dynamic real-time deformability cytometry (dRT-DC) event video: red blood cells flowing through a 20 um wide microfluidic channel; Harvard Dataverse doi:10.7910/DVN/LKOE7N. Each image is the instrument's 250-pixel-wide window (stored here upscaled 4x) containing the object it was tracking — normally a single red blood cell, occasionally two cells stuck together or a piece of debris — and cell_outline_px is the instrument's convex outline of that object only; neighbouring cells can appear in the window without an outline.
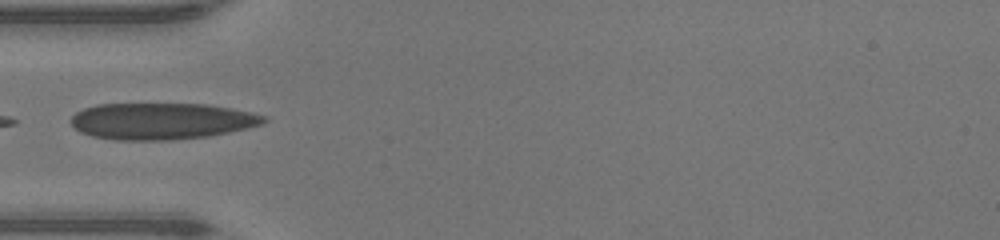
{"species": "human", "species_latin": "Homo sapiens", "temperature_condition": "warm", "stored_images_in_passage": 30, "camera_frame_rate_fps": 3000, "um_per_image_px": 0.085, "donor": {"sex": "male"}, "frame": {"image": 1, "passage_image": 1, "time_ms": 0.0, "image_size_px": [1000, 240], "cell_outline_px": [[268, 120], [260, 124], [228, 132], [208, 136], [172, 140], [116, 140], [92, 136], [80, 132], [68, 120], [76, 112], [84, 108], [96, 104], [208, 104], [248, 112], [264, 116]], "centroid_in_image_um": [13.65, 10.29], "position_along_channel_um": 71.3, "area_um2": 40.81}}
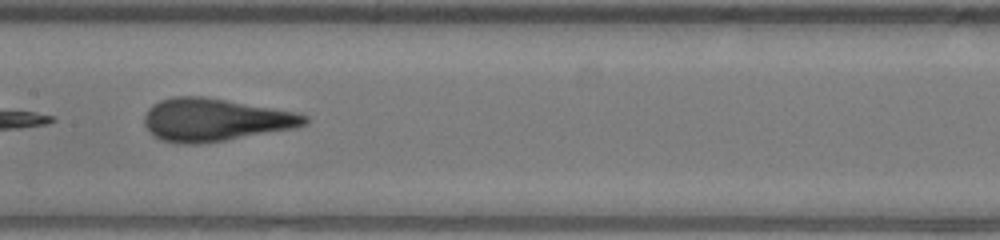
{"frame": {"image": 2, "passage_image": 9, "time_ms": 2.667, "image_size_px": [1000, 240], "cell_outline_px": [[308, 124], [296, 128], [200, 144], [180, 144], [160, 140], [152, 136], [144, 124], [144, 116], [148, 108], [152, 104], [160, 100], [172, 96], [204, 96], [296, 112], [308, 116]], "centroid_in_image_um": [18.24, 10.18], "position_along_channel_um": 189.2, "area_um2": 40.17}}
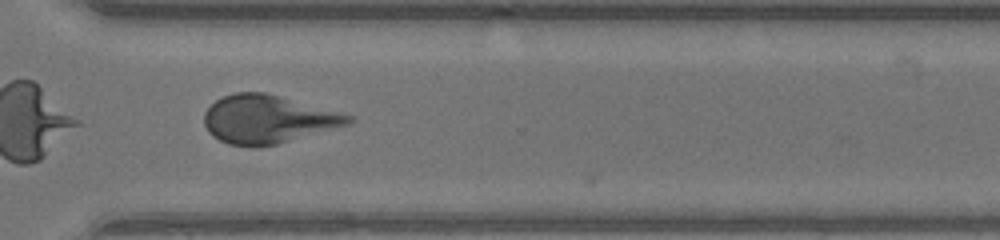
{"frame": {"image": 3, "passage_image": 20, "time_ms": 6.333, "image_size_px": [1000, 240], "cell_outline_px": [[356, 120], [348, 124], [276, 144], [260, 148], [256, 148], [228, 144], [212, 136], [208, 132], [204, 124], [204, 112], [216, 100], [224, 96], [236, 92], [264, 92], [352, 116]], "centroid_in_image_um": [22.69, 10.15], "position_along_channel_um": 347.9, "area_um2": 40.06}}